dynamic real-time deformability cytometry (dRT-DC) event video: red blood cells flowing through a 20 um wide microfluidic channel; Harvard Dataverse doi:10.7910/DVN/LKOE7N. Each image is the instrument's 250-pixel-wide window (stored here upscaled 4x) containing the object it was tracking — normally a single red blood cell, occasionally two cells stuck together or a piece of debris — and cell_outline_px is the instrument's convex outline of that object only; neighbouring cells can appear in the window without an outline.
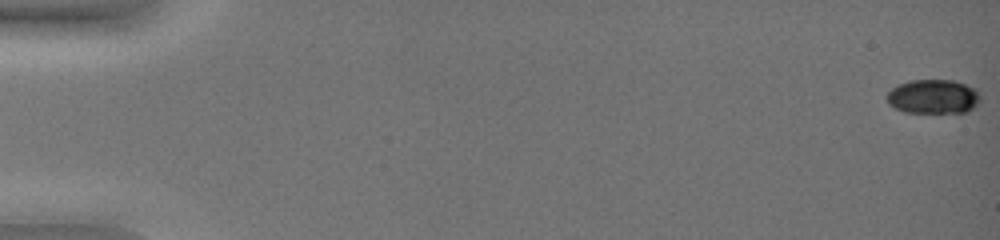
{"species": "common noctule bat (a hibernating species)", "species_latin": "Nyctalus noctula", "temperature_condition": "warm", "stored_images_in_passage": 51, "camera_frame_rate_fps": 3000, "um_per_image_px": 0.085, "animal": {"sex": "female", "body_mass_g": 19.0, "forearm_length_mm": 51.5}, "frame": {"image": 1, "passage_image": 1, "time_ms": 0.0, "image_size_px": [1000, 240], "cell_outline_px": [[980, 100], [968, 112], [904, 112], [888, 104], [888, 92], [892, 88], [908, 80], [952, 80], [976, 88], [980, 96]], "centroid_in_image_um": [79.33, 8.2], "position_along_channel_um": 5.7, "area_um2": 18.5}}
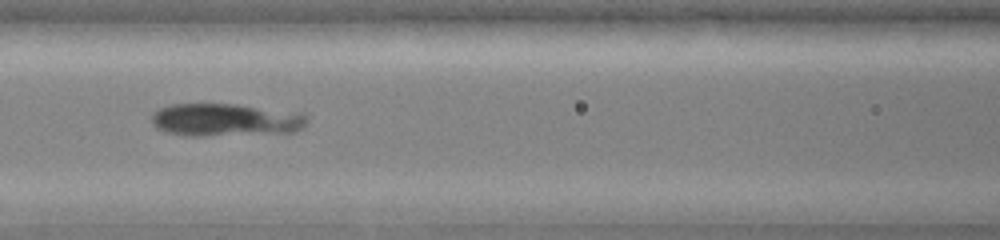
{"frame": {"image": 2, "passage_image": 26, "time_ms": 8.333, "image_size_px": [1000, 240], "cell_outline_px": [[308, 120], [304, 128], [296, 132], [204, 136], [184, 136], [164, 132], [156, 128], [152, 124], [152, 112], [160, 108], [172, 104], [236, 104], [304, 112], [308, 116]], "centroid_in_image_um": [19.21, 10.19], "position_along_channel_um": 147.4, "area_um2": 30.35}}
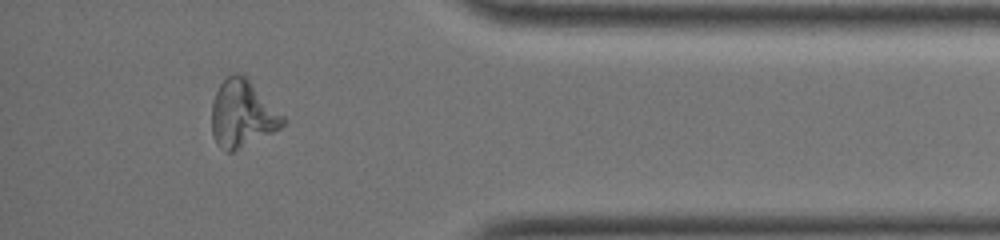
{"frame": {"image": 3, "passage_image": 47, "time_ms": 15.333, "image_size_px": [1000, 240], "cell_outline_px": [[284, 124], [280, 128], [232, 152], [224, 152], [216, 144], [212, 136], [212, 100], [220, 84], [232, 72], [236, 72], [248, 76], [284, 116]], "centroid_in_image_um": [20.58, 9.65], "position_along_channel_um": 414.6, "area_um2": 28.03}}